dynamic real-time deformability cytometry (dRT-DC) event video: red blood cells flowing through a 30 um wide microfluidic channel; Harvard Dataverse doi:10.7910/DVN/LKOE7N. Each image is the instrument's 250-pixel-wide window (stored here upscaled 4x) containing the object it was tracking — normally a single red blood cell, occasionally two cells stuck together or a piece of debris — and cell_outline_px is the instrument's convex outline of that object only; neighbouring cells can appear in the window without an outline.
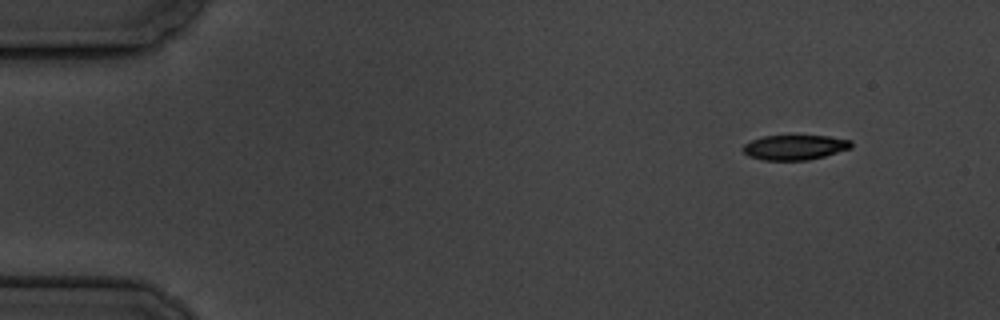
{"species": "common noctule bat (a hibernating species)", "species_latin": "Nyctalus noctula", "temperature_condition": "cold", "stored_images_in_passage": 4, "camera_frame_rate_fps": 3000, "um_per_image_px": 0.085, "animal": {"sex": "male", "body_mass_g": 19.5, "forearm_length_mm": 54.6}, "frame": {"image": 1, "passage_image": 4, "time_ms": 4.667, "image_size_px": [1000, 320], "cell_outline_px": [[852, 148], [824, 156], [808, 160], [764, 160], [748, 156], [740, 148], [744, 144], [752, 140], [764, 136], [828, 136], [852, 140]], "centroid_in_image_um": [67.55, 12.52], "position_along_channel_um": 17.4, "area_um2": 15.72}}